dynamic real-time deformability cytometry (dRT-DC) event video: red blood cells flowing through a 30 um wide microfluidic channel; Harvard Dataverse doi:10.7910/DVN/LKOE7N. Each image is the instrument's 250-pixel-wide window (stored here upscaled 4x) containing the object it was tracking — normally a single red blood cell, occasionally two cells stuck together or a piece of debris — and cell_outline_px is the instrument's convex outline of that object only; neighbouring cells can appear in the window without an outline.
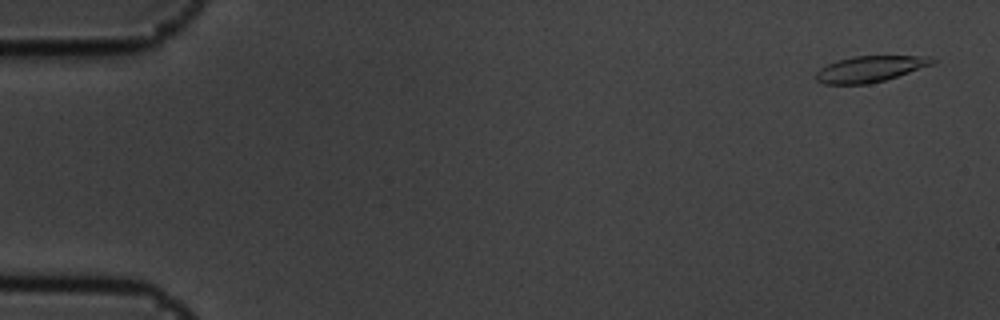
{"species": "common noctule bat (a hibernating species)", "species_latin": "Nyctalus noctula", "temperature_condition": "cold", "stored_images_in_passage": 56, "camera_frame_rate_fps": 3000, "um_per_image_px": 0.085, "animal": {"sex": "male", "body_mass_g": 19.5, "forearm_length_mm": 54.6}, "frame": {"image": 1, "passage_image": 3, "time_ms": 0.667, "image_size_px": [1000, 320], "cell_outline_px": [[936, 60], [932, 64], [884, 80], [868, 84], [824, 84], [816, 80], [816, 72], [820, 68], [828, 64], [852, 56], [928, 56]], "centroid_in_image_um": [73.91, 5.86], "position_along_channel_um": 11.1, "area_um2": 17.34}}
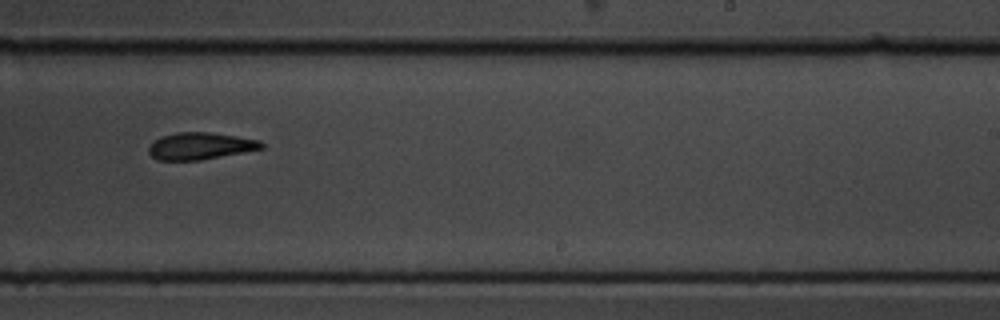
{"frame": {"image": 2, "passage_image": 36, "time_ms": 11.667, "image_size_px": [1000, 320], "cell_outline_px": [[264, 148], [200, 160], [156, 160], [148, 152], [148, 148], [160, 136], [176, 132], [208, 132], [236, 136], [260, 140], [264, 144]], "centroid_in_image_um": [17.01, 12.4], "position_along_channel_um": 272.0, "area_um2": 17.63}}
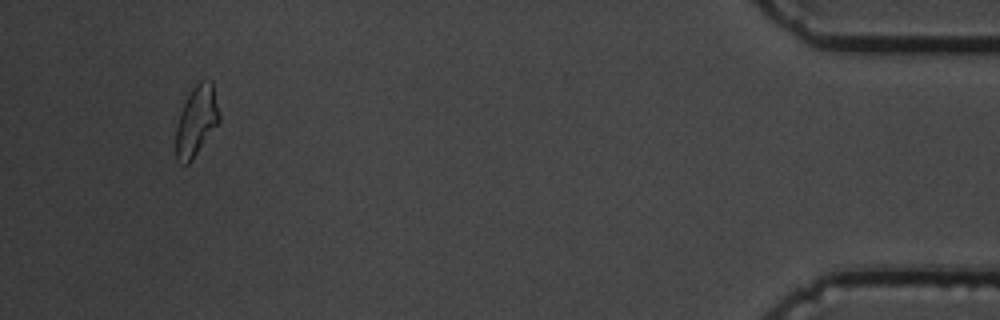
{"frame": {"image": 3, "passage_image": 54, "time_ms": 17.667, "image_size_px": [1000, 320], "cell_outline_px": [[220, 120], [192, 160], [188, 164], [180, 164], [176, 160], [176, 128], [180, 112], [192, 88], [200, 80], [212, 80], [220, 116]], "centroid_in_image_um": [16.69, 10.28], "position_along_channel_um": 418.5, "area_um2": 17.57}}